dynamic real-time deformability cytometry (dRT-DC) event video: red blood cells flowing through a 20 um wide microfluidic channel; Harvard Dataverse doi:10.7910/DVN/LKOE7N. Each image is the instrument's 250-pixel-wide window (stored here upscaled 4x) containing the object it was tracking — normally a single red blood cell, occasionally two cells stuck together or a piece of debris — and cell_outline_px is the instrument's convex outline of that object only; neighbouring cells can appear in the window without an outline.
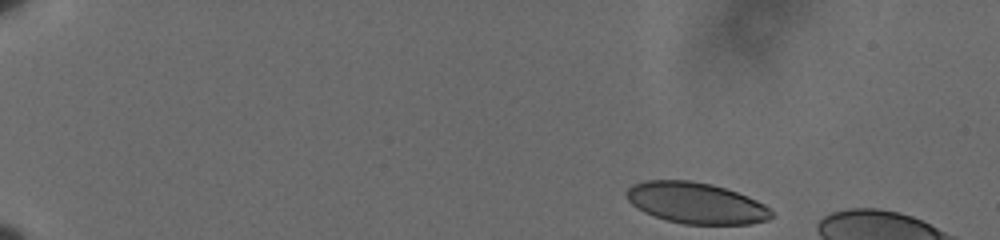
{"species": "human", "species_latin": "Homo sapiens", "temperature_condition": "cold", "stored_images_in_passage": 12, "camera_frame_rate_fps": 3000, "um_per_image_px": 0.085, "donor": {"sex": "male"}, "frame": {"image": 1, "passage_image": 1, "time_ms": 0.0, "image_size_px": [1000, 240], "cell_outline_px": [[776, 216], [768, 220], [752, 224], [684, 224], [652, 216], [636, 208], [628, 200], [624, 192], [632, 184], [644, 180], [688, 180], [712, 184], [748, 196], [764, 204]], "centroid_in_image_um": [59.15, 17.26], "position_along_channel_um": 25.9, "area_um2": 34.97}}